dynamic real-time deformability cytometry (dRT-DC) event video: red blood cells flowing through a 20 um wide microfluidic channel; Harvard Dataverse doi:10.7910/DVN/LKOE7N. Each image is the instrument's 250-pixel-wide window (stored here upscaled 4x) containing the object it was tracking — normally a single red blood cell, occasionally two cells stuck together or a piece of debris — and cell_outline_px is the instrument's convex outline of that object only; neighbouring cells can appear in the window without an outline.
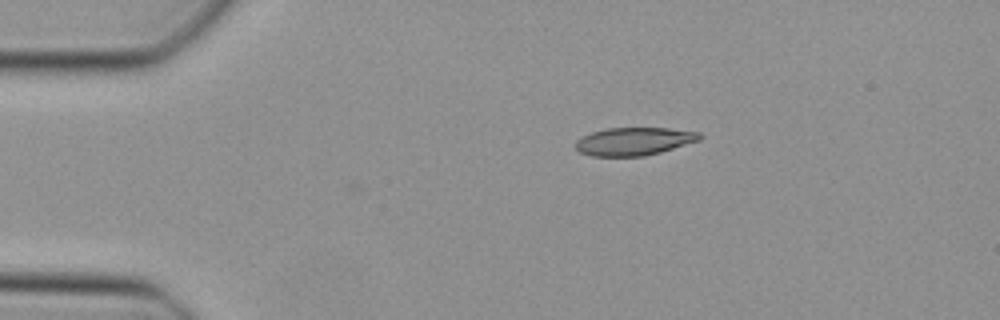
{"species": "Egyptian fruit bat (a non-hibernating species)", "species_latin": "Rousettus aegyptiacus", "temperature_condition": "cold", "stored_images_in_passage": 30, "camera_frame_rate_fps": 3000, "um_per_image_px": 0.085, "animal": {"sex": "female"}, "frame": {"image": 1, "passage_image": 1, "time_ms": 0.0, "image_size_px": [1000, 320], "cell_outline_px": [[704, 136], [700, 140], [660, 152], [644, 156], [592, 156], [580, 152], [576, 148], [576, 140], [580, 136], [592, 132], [608, 128], [668, 128], [700, 132]], "centroid_in_image_um": [53.9, 12.01], "position_along_channel_um": 31.1, "area_um2": 20.23}}
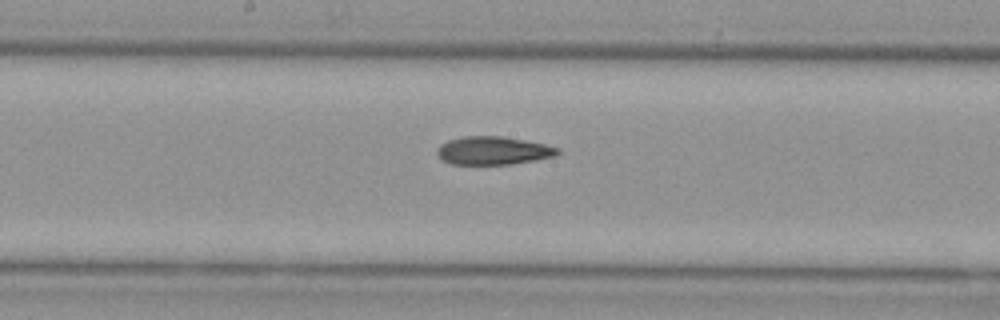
{"frame": {"image": 2, "passage_image": 17, "time_ms": 5.333, "image_size_px": [1000, 320], "cell_outline_px": [[560, 152], [556, 156], [536, 160], [512, 164], [452, 164], [444, 160], [436, 152], [436, 148], [440, 144], [448, 140], [464, 136], [500, 136], [524, 140], [544, 144], [560, 148]], "centroid_in_image_um": [41.93, 12.8], "position_along_channel_um": 206.3, "area_um2": 19.77}}
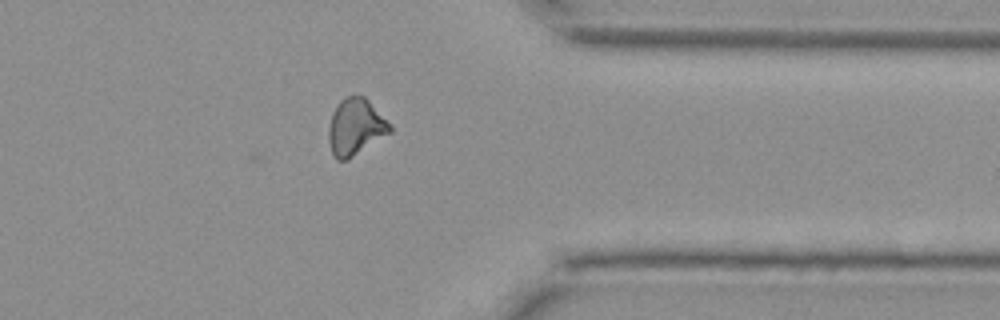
{"frame": {"image": 3, "passage_image": 30, "time_ms": 9.667, "image_size_px": [1000, 320], "cell_outline_px": [[392, 132], [344, 160], [336, 160], [332, 156], [328, 140], [328, 128], [332, 112], [336, 104], [340, 100], [348, 96], [364, 96], [392, 124]], "centroid_in_image_um": [30.2, 10.77], "position_along_channel_um": 381.2, "area_um2": 20.17}}